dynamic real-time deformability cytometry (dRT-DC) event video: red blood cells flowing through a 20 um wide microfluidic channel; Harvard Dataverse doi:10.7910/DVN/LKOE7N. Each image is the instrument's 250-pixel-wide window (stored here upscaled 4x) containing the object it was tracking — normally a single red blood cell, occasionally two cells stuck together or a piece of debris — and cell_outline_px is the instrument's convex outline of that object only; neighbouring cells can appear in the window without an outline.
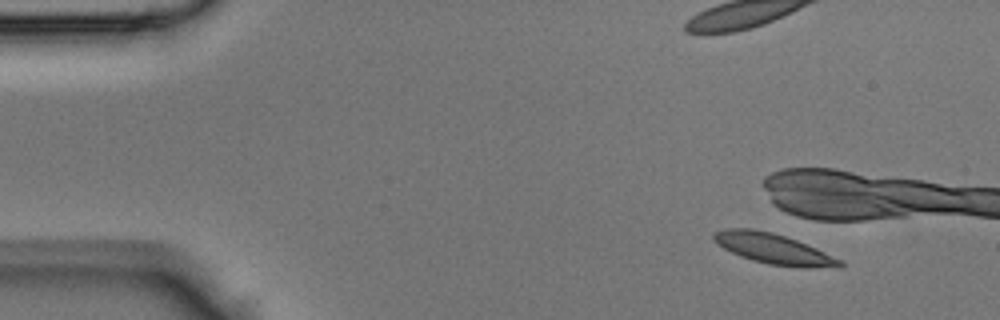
{"species": "Egyptian fruit bat (a non-hibernating species)", "species_latin": "Rousettus aegyptiacus", "temperature_condition": "room temperature", "stored_images_in_passage": 4, "camera_frame_rate_fps": 3000, "um_per_image_px": 0.085, "animal": {"sex": "male"}, "frame": {"image": 1, "passage_image": 1, "time_ms": 0.0, "image_size_px": [1000, 320], "cell_outline_px": [[844, 264], [840, 268], [808, 268], [768, 264], [752, 260], [740, 256], [724, 248], [712, 240], [712, 232], [724, 228], [752, 228], [772, 232], [796, 240], [816, 248], [840, 260]], "centroid_in_image_um": [65.72, 21.14], "position_along_channel_um": 19.3, "area_um2": 22.37}}